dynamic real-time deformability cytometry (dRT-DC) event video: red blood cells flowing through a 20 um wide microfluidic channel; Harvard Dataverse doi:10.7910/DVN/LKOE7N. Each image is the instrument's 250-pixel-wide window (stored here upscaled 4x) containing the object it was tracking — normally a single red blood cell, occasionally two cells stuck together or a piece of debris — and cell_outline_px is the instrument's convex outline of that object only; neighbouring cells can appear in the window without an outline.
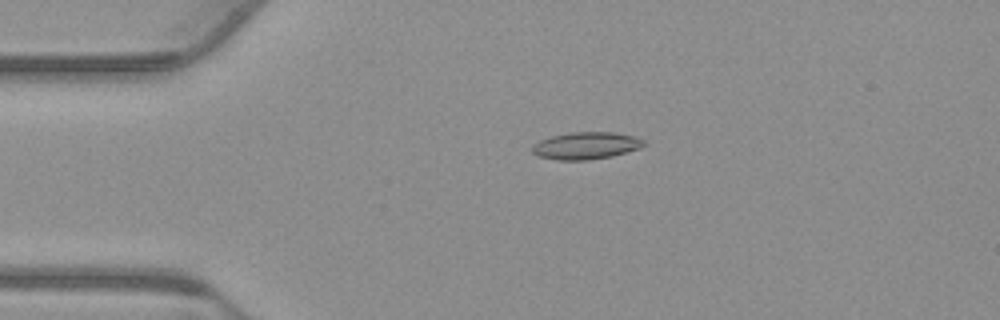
{"species": "common noctule bat (a hibernating species)", "species_latin": "Nyctalus noctula", "temperature_condition": "warm", "stored_images_in_passage": 55, "camera_frame_rate_fps": 3000, "um_per_image_px": 0.085, "animal": {"sex": "male", "body_mass_g": 23.1, "forearm_length_mm": 52.7}, "frame": {"image": 1, "passage_image": 12, "time_ms": 3.667, "image_size_px": [1000, 320], "cell_outline_px": [[644, 144], [640, 148], [612, 156], [588, 160], [556, 160], [536, 156], [532, 152], [532, 148], [540, 140], [552, 136], [572, 132], [612, 132], [632, 136], [644, 140]], "centroid_in_image_um": [49.78, 12.39], "position_along_channel_um": 35.2, "area_um2": 17.51}}
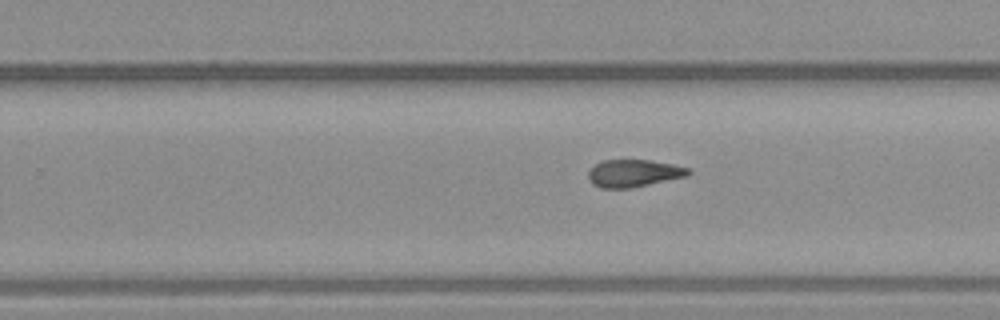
{"frame": {"image": 2, "passage_image": 34, "time_ms": 11.0, "image_size_px": [1000, 320], "cell_outline_px": [[692, 172], [688, 176], [632, 188], [600, 188], [592, 184], [588, 180], [588, 172], [596, 164], [604, 160], [648, 160], [672, 164], [688, 168]], "centroid_in_image_um": [53.86, 14.74], "position_along_channel_um": 275.9, "area_um2": 16.01}}
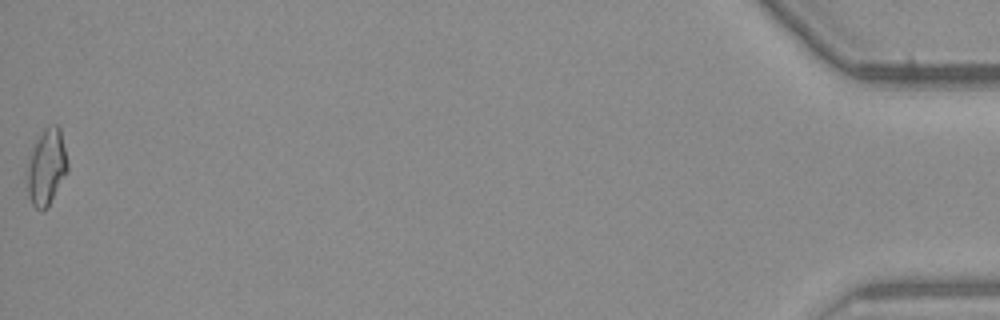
{"frame": {"image": 3, "passage_image": 55, "time_ms": 18.0, "image_size_px": [1000, 320], "cell_outline_px": [[68, 172], [48, 208], [44, 212], [40, 212], [32, 204], [28, 196], [28, 156], [32, 144], [44, 128], [56, 124], [60, 128], [68, 164]], "centroid_in_image_um": [3.95, 14.23], "position_along_channel_um": 431.2, "area_um2": 18.32}, "authors_computed_cell_mechanics": {"area_um2": 16.6464, "velocity_mm_per_s": 3.7741, "shape_relaxation_time_tau1_ms": 9.7365, "shape_relaxation_time_tau2_ms": 6.7369, "deformation_change_tau1": 0.2105, "deformation_change_tau2": 0.1217}}